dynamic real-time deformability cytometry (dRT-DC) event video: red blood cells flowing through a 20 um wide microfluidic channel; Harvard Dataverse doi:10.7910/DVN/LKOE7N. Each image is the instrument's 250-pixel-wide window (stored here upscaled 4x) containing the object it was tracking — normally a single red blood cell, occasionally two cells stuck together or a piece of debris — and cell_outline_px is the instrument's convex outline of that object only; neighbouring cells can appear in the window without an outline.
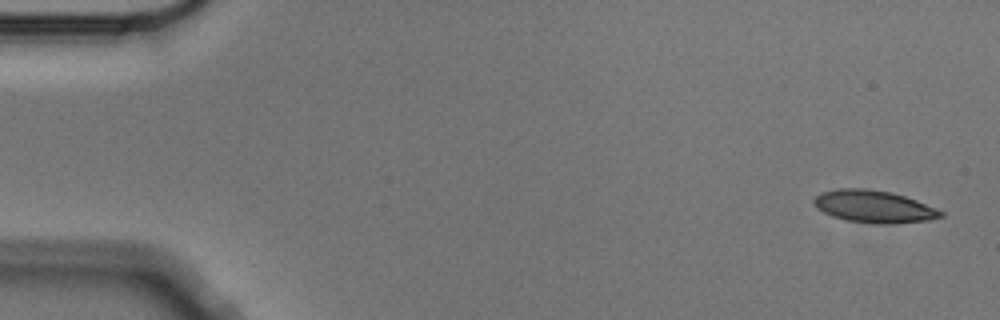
{"species": "Egyptian fruit bat (a non-hibernating species)", "species_latin": "Rousettus aegyptiacus", "temperature_condition": "cold", "stored_images_in_passage": 4, "camera_frame_rate_fps": 3000, "um_per_image_px": 0.085, "animal": {"sex": "male"}, "frame": {"image": 1, "passage_image": 1, "time_ms": 0.0, "image_size_px": [1000, 320], "cell_outline_px": [[944, 216], [928, 220], [884, 224], [872, 224], [848, 220], [832, 216], [824, 212], [812, 200], [820, 192], [836, 188], [868, 188], [892, 192], [916, 200], [936, 208], [944, 212]], "centroid_in_image_um": [74.29, 17.54], "position_along_channel_um": 10.7, "area_um2": 23.81}}
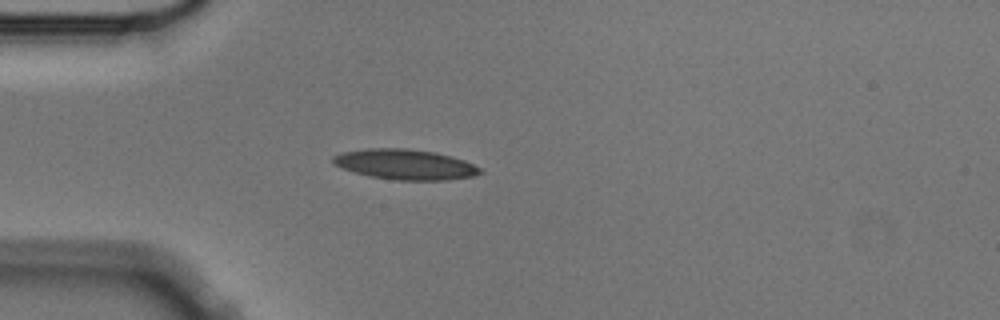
{"frame": {"image": 2, "passage_image": 4, "time_ms": 1.0, "image_size_px": [1000, 320], "cell_outline_px": [[484, 172], [472, 176], [444, 180], [396, 180], [368, 176], [332, 164], [332, 156], [340, 152], [368, 148], [408, 148], [436, 152], [452, 156], [464, 160], [480, 168]], "centroid_in_image_um": [34.42, 13.96], "position_along_channel_um": 50.6, "area_um2": 26.01}}